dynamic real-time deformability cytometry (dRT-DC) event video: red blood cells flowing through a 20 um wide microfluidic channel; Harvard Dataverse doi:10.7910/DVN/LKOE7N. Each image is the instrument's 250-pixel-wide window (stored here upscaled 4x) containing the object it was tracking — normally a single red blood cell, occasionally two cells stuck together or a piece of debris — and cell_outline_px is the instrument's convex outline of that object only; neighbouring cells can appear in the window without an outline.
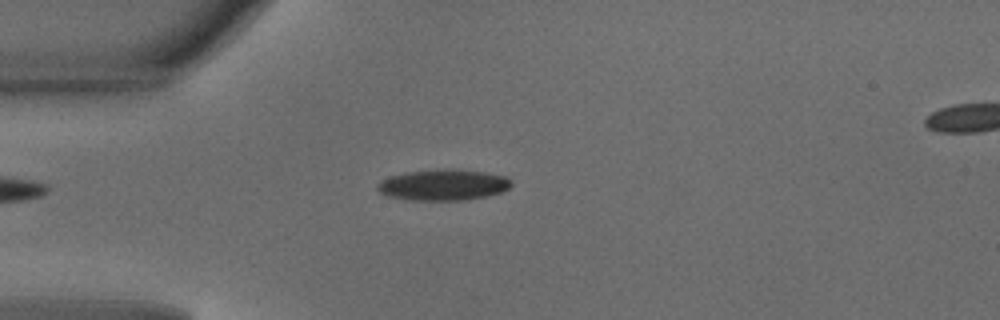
{"species": "common noctule bat (a hibernating species)", "species_latin": "Nyctalus noctula", "temperature_condition": "warm", "stored_images_in_passage": 34, "camera_frame_rate_fps": 3000, "um_per_image_px": 0.085, "animal": {"sex": "male", "body_mass_g": 18.8}, "frame": {"image": 1, "passage_image": 1, "time_ms": 0.0, "image_size_px": [1000, 320], "cell_outline_px": [[512, 184], [504, 192], [488, 196], [464, 200], [404, 200], [388, 196], [380, 192], [376, 188], [376, 184], [380, 180], [392, 176], [408, 172], [444, 168], [484, 172], [504, 176], [512, 180]], "centroid_in_image_um": [37.68, 15.72], "position_along_channel_um": 47.3, "area_um2": 24.33}}
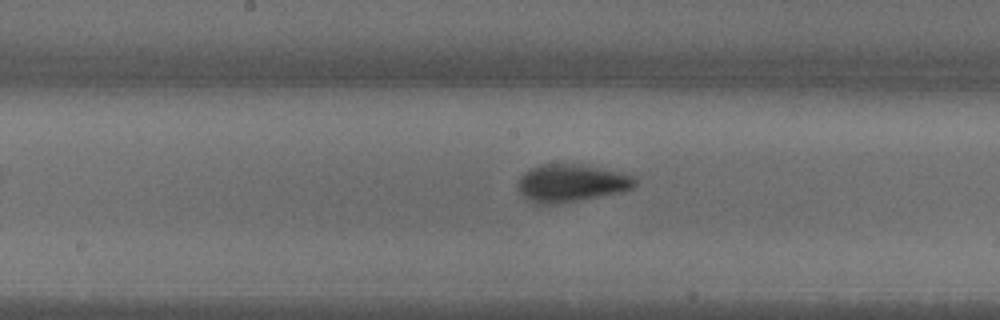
{"frame": {"image": 2, "passage_image": 13, "time_ms": 4.0, "image_size_px": [1000, 320], "cell_outline_px": [[636, 184], [632, 188], [620, 192], [580, 200], [556, 204], [536, 204], [524, 200], [516, 184], [520, 176], [524, 172], [540, 164], [576, 164], [620, 172], [636, 176]], "centroid_in_image_um": [48.5, 15.58], "position_along_channel_um": 199.7, "area_um2": 25.78}}
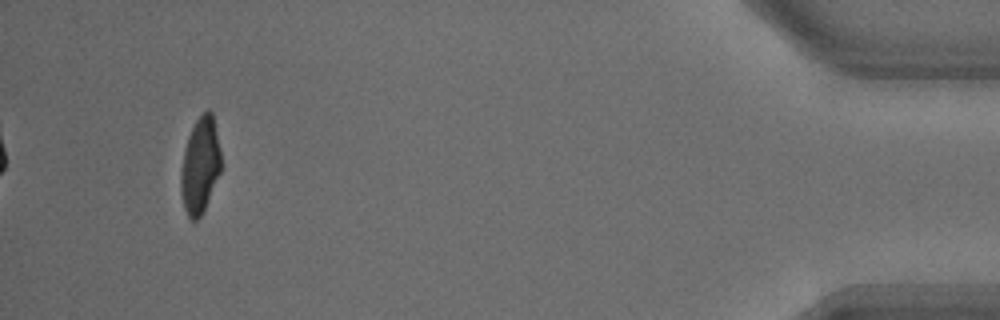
{"frame": {"image": 3, "passage_image": 34, "time_ms": 11.0, "image_size_px": [1000, 320], "cell_outline_px": [[220, 172], [204, 208], [200, 216], [196, 220], [192, 220], [188, 216], [184, 208], [180, 192], [180, 172], [184, 152], [188, 136], [196, 120], [208, 108], [212, 112], [220, 152]], "centroid_in_image_um": [16.98, 14.06], "position_along_channel_um": 418.2, "area_um2": 22.02}, "authors_computed_cell_mechanics": {"area_um2": 24.3049, "velocity_mm_per_s": 4.1472, "shape_relaxation_time_tau1_ms": 2.9592, "shape_relaxation_time_tau2_ms": 0.9062, "deformation_change_tau1": 0.1737, "deformation_change_tau2": 0.0797}}